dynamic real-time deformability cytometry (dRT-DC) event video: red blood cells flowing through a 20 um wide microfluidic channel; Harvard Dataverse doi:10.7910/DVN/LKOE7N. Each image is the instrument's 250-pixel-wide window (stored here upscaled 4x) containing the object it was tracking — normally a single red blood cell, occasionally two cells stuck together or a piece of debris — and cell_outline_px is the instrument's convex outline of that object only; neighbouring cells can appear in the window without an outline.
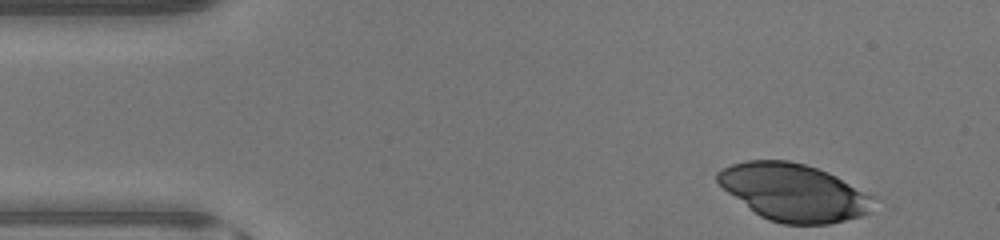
{"species": "human", "species_latin": "Homo sapiens", "temperature_condition": "warm", "stored_images_in_passage": 36, "camera_frame_rate_fps": 3000, "um_per_image_px": 0.085, "donor": {"sex": "male"}, "frame": {"image": 1, "passage_image": 1, "time_ms": 0.0, "image_size_px": [1000, 240], "cell_outline_px": [[872, 196], [868, 212], [860, 216], [828, 224], [784, 224], [768, 220], [760, 216], [728, 192], [716, 180], [716, 172], [732, 164], [748, 160], [788, 160], [804, 164], [828, 172], [836, 176]], "centroid_in_image_um": [67.42, 16.34], "position_along_channel_um": 17.6, "area_um2": 51.21}}